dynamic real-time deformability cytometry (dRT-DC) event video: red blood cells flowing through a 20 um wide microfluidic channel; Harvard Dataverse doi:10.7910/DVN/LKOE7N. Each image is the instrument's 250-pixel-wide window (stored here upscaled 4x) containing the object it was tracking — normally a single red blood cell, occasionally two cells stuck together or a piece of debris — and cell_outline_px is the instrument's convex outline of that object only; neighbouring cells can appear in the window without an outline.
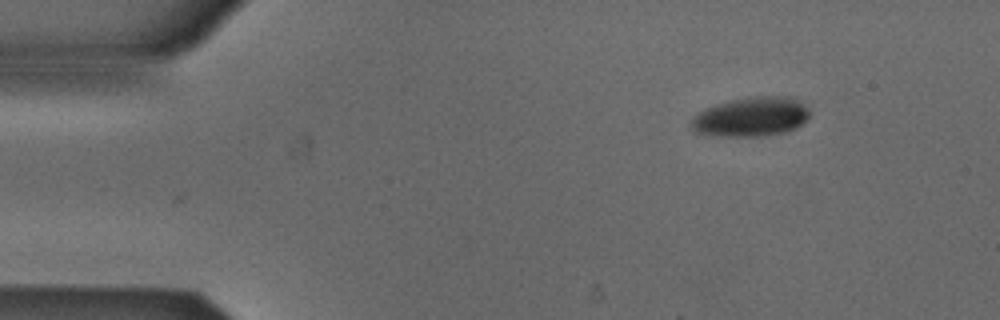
{"species": "Egyptian fruit bat (a non-hibernating species)", "species_latin": "Rousettus aegyptiacus", "temperature_condition": "cold", "stored_images_in_passage": 4, "camera_frame_rate_fps": 3000, "um_per_image_px": 0.085, "animal": {"sex": "male"}, "frame": {"image": 1, "passage_image": 4, "time_ms": 1.0, "image_size_px": [1000, 320], "cell_outline_px": [[808, 120], [804, 124], [796, 128], [784, 132], [756, 136], [720, 136], [692, 132], [688, 124], [692, 116], [696, 112], [704, 108], [716, 104], [732, 100], [756, 96], [792, 96], [804, 104], [808, 108]], "centroid_in_image_um": [63.8, 9.93], "position_along_channel_um": 21.2, "area_um2": 27.57}}